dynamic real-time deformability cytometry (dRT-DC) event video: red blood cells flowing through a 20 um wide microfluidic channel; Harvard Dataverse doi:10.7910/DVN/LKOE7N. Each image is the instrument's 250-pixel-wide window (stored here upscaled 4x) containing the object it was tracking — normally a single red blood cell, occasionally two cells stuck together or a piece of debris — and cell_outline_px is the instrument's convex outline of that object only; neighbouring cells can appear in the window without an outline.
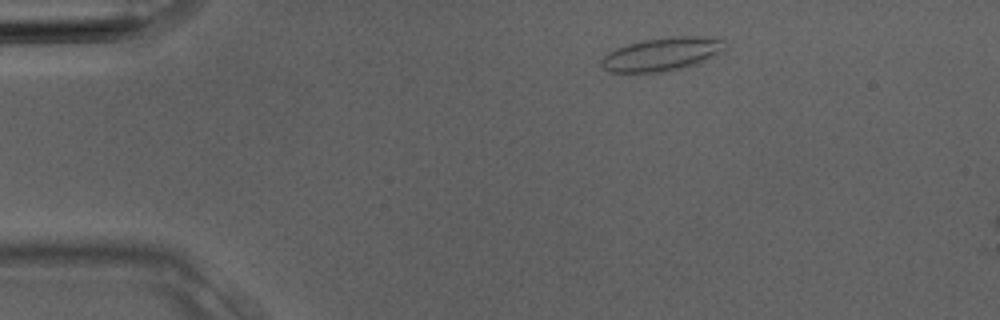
{"species": "Egyptian fruit bat (a non-hibernating species)", "species_latin": "Rousettus aegyptiacus", "temperature_condition": "room temperature", "stored_images_in_passage": 3, "camera_frame_rate_fps": 3000, "um_per_image_px": 0.085, "animal": {"sex": "male"}, "frame": {"image": 1, "passage_image": 1, "time_ms": 0.0, "image_size_px": [1000, 320], "cell_outline_px": [[724, 48], [696, 64], [688, 68], [660, 72], [612, 72], [604, 68], [600, 64], [600, 60], [608, 52], [616, 48], [628, 44], [644, 40], [668, 36], [704, 36], [724, 40]], "centroid_in_image_um": [56.22, 4.6], "position_along_channel_um": 28.8, "area_um2": 23.81}}